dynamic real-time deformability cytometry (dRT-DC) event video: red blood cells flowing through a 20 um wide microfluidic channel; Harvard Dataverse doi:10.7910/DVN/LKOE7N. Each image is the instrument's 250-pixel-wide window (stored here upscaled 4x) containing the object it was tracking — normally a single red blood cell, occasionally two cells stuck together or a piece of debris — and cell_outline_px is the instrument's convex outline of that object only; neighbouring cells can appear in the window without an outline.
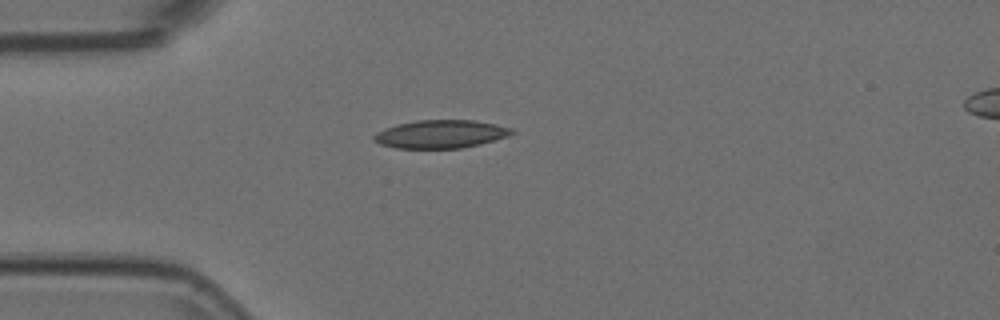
{"species": "Egyptian fruit bat (a non-hibernating species)", "species_latin": "Rousettus aegyptiacus", "temperature_condition": "room temperature", "stored_images_in_passage": 3, "camera_frame_rate_fps": 3000, "um_per_image_px": 0.085, "animal": {"sex": "female"}, "frame": {"image": 1, "passage_image": 3, "time_ms": 0.667, "image_size_px": [1000, 320], "cell_outline_px": [[516, 132], [508, 136], [480, 144], [460, 148], [396, 148], [380, 144], [372, 140], [372, 136], [376, 132], [384, 128], [396, 124], [416, 120], [476, 120], [496, 124], [512, 128]], "centroid_in_image_um": [37.44, 11.39], "position_along_channel_um": 47.6, "area_um2": 22.77}}